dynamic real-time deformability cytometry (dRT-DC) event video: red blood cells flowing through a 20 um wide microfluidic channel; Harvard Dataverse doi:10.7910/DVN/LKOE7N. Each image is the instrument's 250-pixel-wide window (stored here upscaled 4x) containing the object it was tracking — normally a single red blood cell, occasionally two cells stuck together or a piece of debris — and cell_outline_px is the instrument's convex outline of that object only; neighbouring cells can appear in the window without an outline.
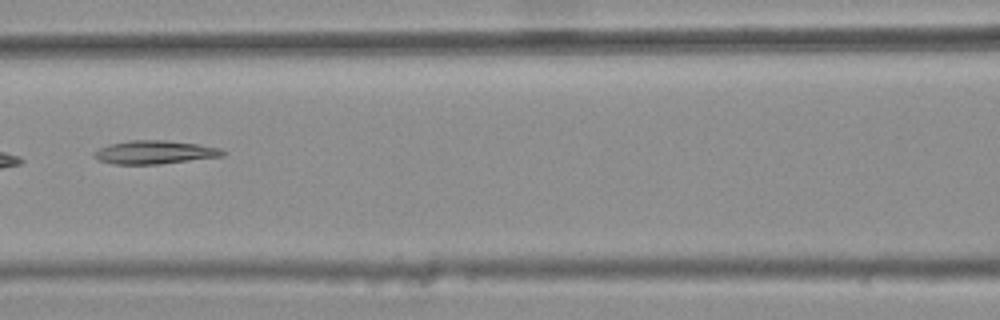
{"species": "common noctule bat (a hibernating species)", "species_latin": "Nyctalus noctula", "temperature_condition": "warm", "stored_images_in_passage": 6, "camera_frame_rate_fps": 3000, "um_per_image_px": 0.085, "animal": {"sex": "female", "body_mass_g": 25.1}, "frame": {"image": 1, "passage_image": 6, "time_ms": 1.667, "image_size_px": [1000, 320], "cell_outline_px": [[228, 152], [224, 156], [160, 164], [112, 164], [100, 160], [92, 156], [92, 152], [100, 148], [112, 144], [128, 140], [164, 140], [196, 144], [220, 148]], "centroid_in_image_um": [13.16, 12.94], "position_along_channel_um": 153.4, "area_um2": 17.51}}